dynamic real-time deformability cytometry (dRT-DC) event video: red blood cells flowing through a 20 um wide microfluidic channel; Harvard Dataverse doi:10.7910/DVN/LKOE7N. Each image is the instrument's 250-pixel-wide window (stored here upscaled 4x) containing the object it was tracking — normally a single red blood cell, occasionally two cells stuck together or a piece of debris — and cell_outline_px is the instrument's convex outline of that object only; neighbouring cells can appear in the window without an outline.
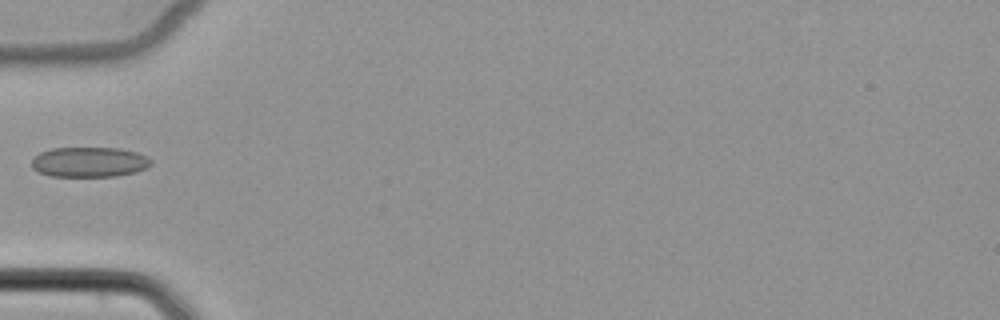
{"species": "common noctule bat (a hibernating species)", "species_latin": "Nyctalus noctula", "temperature_condition": "cold", "stored_images_in_passage": 6, "camera_frame_rate_fps": 3000, "um_per_image_px": 0.085, "animal": {"sex": "female", "body_mass_g": 22.7, "forearm_length_mm": 54.2}, "frame": {"image": 1, "passage_image": 5, "time_ms": 5.0, "image_size_px": [1000, 320], "cell_outline_px": [[152, 164], [136, 172], [116, 176], [48, 176], [32, 168], [32, 160], [40, 152], [52, 148], [120, 148], [136, 152], [148, 156], [152, 160]], "centroid_in_image_um": [7.61, 13.77], "position_along_channel_um": 77.4, "area_um2": 20.92}}
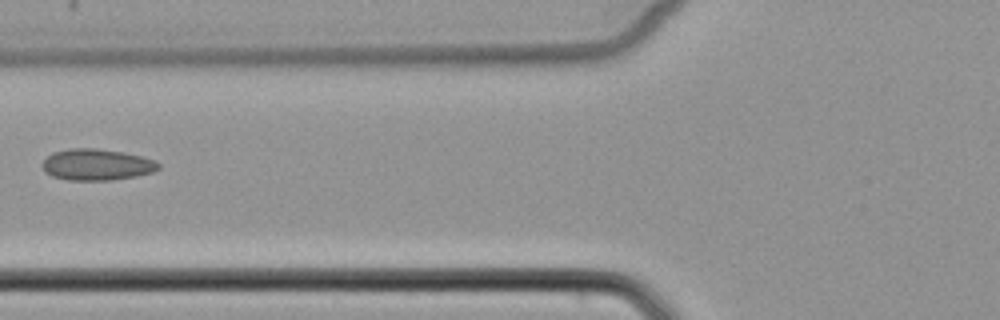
{"frame": {"image": 2, "passage_image": 6, "time_ms": 6.0, "image_size_px": [1000, 320], "cell_outline_px": [[160, 168], [152, 172], [136, 176], [112, 180], [68, 180], [52, 176], [44, 172], [40, 164], [52, 152], [72, 148], [96, 148], [124, 152], [140, 156], [152, 160], [160, 164]], "centroid_in_image_um": [8.18, 13.99], "position_along_channel_um": 117.6, "area_um2": 21.27}}